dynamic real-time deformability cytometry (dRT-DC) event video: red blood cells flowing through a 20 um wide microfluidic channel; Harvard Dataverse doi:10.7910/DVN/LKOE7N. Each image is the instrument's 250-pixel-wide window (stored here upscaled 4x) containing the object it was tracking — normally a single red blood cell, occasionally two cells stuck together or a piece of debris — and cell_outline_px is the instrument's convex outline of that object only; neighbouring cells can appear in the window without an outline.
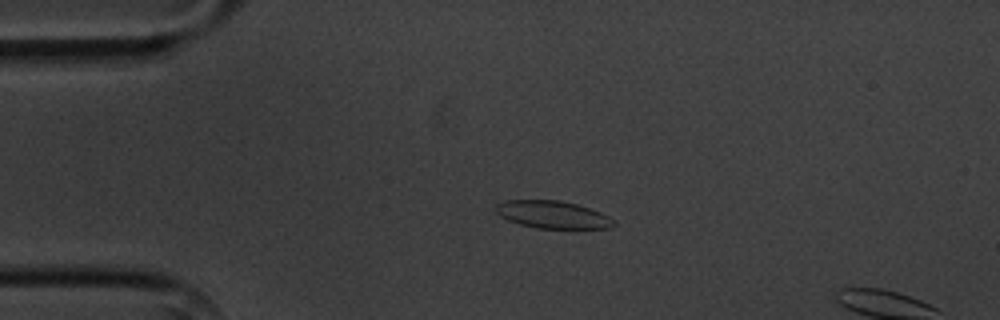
{"species": "common noctule bat (a hibernating species)", "species_latin": "Nyctalus noctula", "temperature_condition": "cold", "stored_images_in_passage": 3, "camera_frame_rate_fps": 3000, "um_per_image_px": 0.085, "animal": {"sex": "male", "body_mass_g": 20.1, "forearm_length_mm": 53.5}, "frame": {"image": 1, "passage_image": 2, "time_ms": 1.333, "image_size_px": [1000, 320], "cell_outline_px": [[616, 224], [608, 228], [536, 228], [520, 224], [508, 220], [500, 216], [496, 212], [496, 204], [504, 200], [560, 200], [576, 204], [600, 212], [616, 220]], "centroid_in_image_um": [46.97, 18.24], "position_along_channel_um": 38.0, "area_um2": 18.84}}